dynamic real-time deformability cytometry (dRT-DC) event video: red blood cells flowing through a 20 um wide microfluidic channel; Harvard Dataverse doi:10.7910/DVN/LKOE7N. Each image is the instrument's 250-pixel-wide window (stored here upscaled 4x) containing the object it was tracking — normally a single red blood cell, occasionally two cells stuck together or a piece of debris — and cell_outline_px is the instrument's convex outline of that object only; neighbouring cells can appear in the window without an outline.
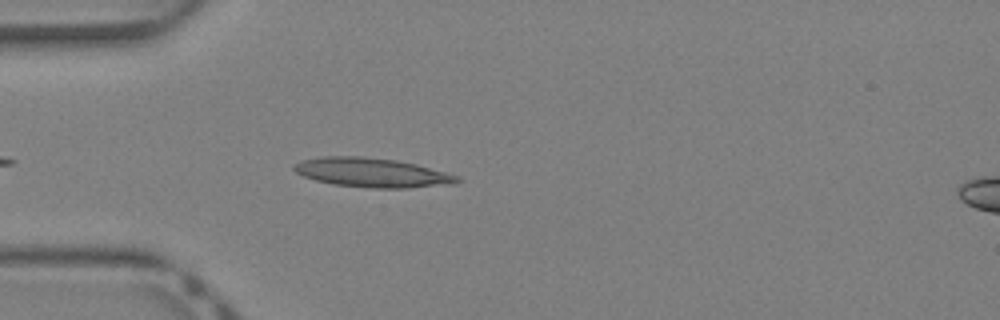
{"species": "Egyptian fruit bat (a non-hibernating species)", "species_latin": "Rousettus aegyptiacus", "temperature_condition": "warm", "stored_images_in_passage": 31, "camera_frame_rate_fps": 3000, "um_per_image_px": 0.085, "animal": {"sex": "female"}, "frame": {"image": 1, "passage_image": 3, "time_ms": 0.667, "image_size_px": [1000, 320], "cell_outline_px": [[464, 180], [456, 184], [408, 188], [372, 188], [332, 184], [316, 180], [304, 176], [296, 172], [292, 168], [300, 160], [324, 156], [364, 156], [396, 160], [416, 164], [460, 176]], "centroid_in_image_um": [31.68, 14.67], "position_along_channel_um": 53.3, "area_um2": 28.03}}
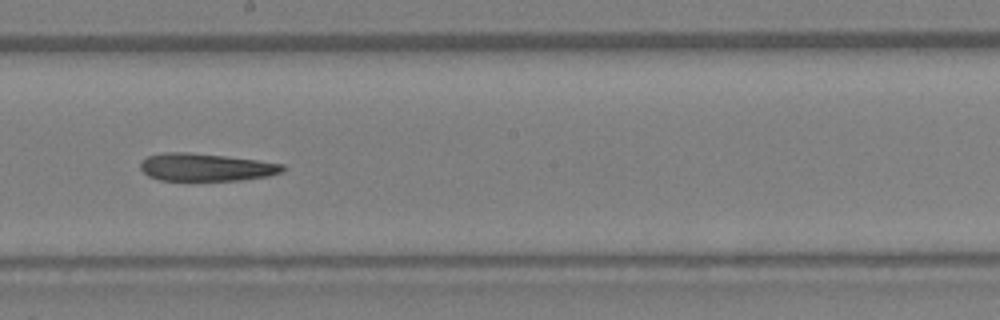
{"frame": {"image": 2, "passage_image": 14, "time_ms": 4.333, "image_size_px": [1000, 320], "cell_outline_px": [[288, 168], [284, 172], [268, 176], [240, 180], [160, 180], [148, 176], [140, 168], [140, 160], [148, 156], [164, 152], [188, 152], [224, 156], [256, 160], [284, 164]], "centroid_in_image_um": [17.52, 14.21], "position_along_channel_um": 230.7, "area_um2": 23.0}}
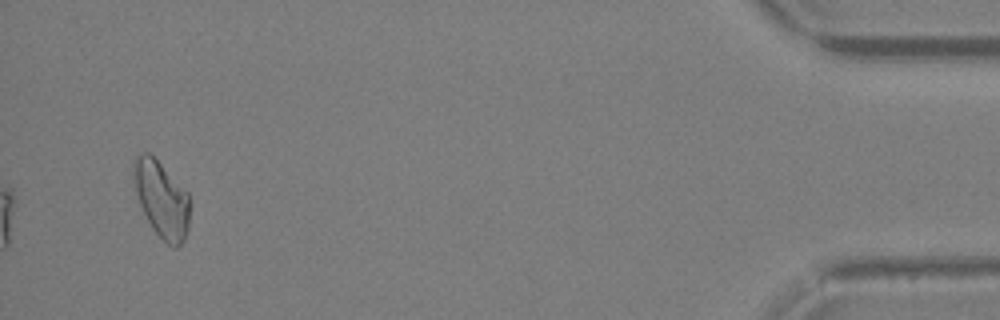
{"frame": {"image": 3, "passage_image": 30, "time_ms": 9.667, "image_size_px": [1000, 320], "cell_outline_px": [[188, 228], [184, 240], [176, 248], [172, 248], [152, 228], [140, 204], [136, 192], [132, 176], [132, 164], [136, 156], [144, 152], [148, 152], [188, 192]], "centroid_in_image_um": [13.71, 16.93], "position_along_channel_um": 421.5, "area_um2": 24.57}}